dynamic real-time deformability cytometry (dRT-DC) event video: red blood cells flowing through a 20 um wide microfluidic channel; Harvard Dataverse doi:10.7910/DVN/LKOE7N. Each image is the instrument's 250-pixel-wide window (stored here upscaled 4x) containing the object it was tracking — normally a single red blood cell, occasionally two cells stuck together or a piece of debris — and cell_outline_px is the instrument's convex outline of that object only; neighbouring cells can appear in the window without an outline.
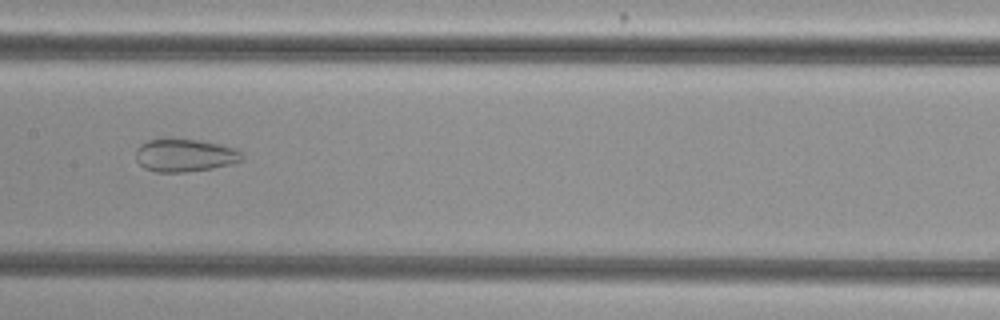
{"species": "common noctule bat (a hibernating species)", "species_latin": "Nyctalus noctula", "temperature_condition": "cold", "stored_images_in_passage": 54, "camera_frame_rate_fps": 3000, "um_per_image_px": 0.085, "animal": {"sex": "female", "body_mass_g": 29.2, "forearm_length_mm": 56.3}, "frame": {"image": 1, "passage_image": 28, "time_ms": 9.0, "image_size_px": [1000, 320], "cell_outline_px": [[240, 160], [228, 164], [212, 168], [184, 172], [156, 172], [144, 168], [136, 160], [136, 148], [140, 144], [148, 140], [200, 140], [220, 144], [236, 148], [240, 152]], "centroid_in_image_um": [15.66, 13.21], "position_along_channel_um": 191.7, "area_um2": 19.88}}
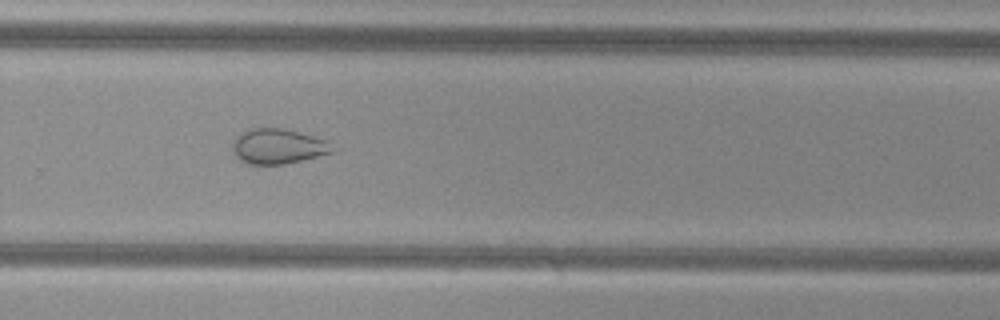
{"frame": {"image": 2, "passage_image": 37, "time_ms": 12.0, "image_size_px": [1000, 320], "cell_outline_px": [[336, 152], [284, 164], [248, 164], [240, 160], [232, 152], [232, 140], [240, 132], [248, 128], [280, 128], [300, 132], [328, 140]], "centroid_in_image_um": [23.61, 12.43], "position_along_channel_um": 306.2, "area_um2": 20.69}}
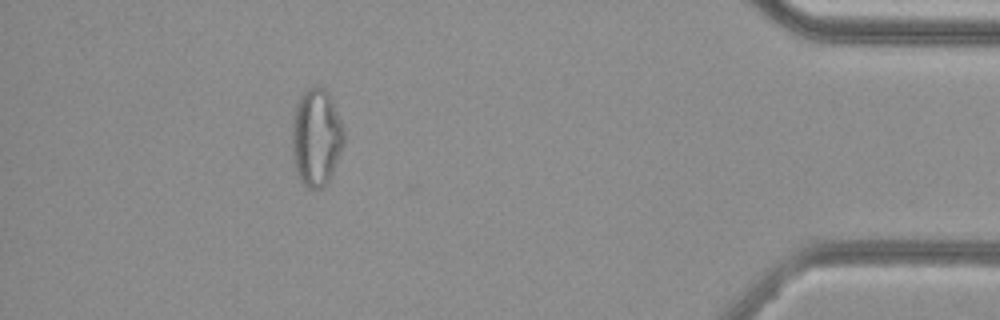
{"frame": {"image": 3, "passage_image": 49, "time_ms": 16.0, "image_size_px": [1000, 320], "cell_outline_px": [[344, 140], [340, 152], [332, 172], [328, 180], [324, 184], [316, 188], [308, 188], [300, 180], [296, 168], [292, 148], [292, 116], [296, 100], [304, 88], [316, 84], [324, 88], [328, 92], [332, 100], [344, 128]], "centroid_in_image_um": [26.85, 11.56], "position_along_channel_um": 408.3, "area_um2": 29.54}}